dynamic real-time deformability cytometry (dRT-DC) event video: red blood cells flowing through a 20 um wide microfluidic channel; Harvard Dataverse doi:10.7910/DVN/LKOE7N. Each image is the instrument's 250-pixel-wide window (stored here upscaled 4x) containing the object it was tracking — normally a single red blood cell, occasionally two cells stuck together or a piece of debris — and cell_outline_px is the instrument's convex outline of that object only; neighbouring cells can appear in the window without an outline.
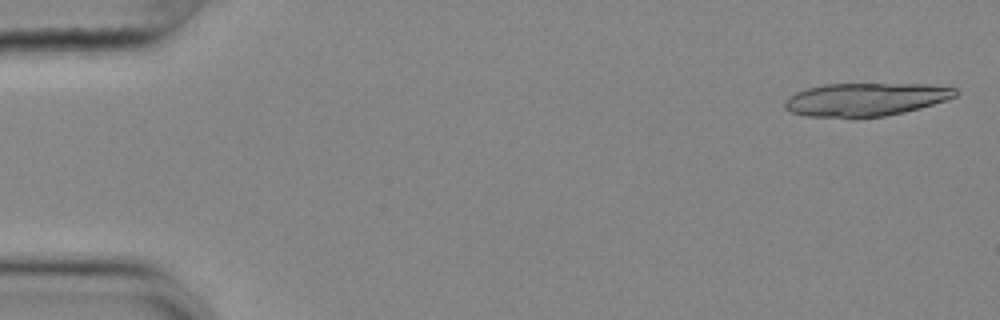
{"species": "common noctule bat (a hibernating species)", "species_latin": "Nyctalus noctula", "temperature_condition": "cold", "stored_images_in_passage": 17, "camera_frame_rate_fps": 3000, "um_per_image_px": 0.085, "animal": {"sex": "female", "body_mass_g": 25.1}, "frame": {"image": 1, "passage_image": 1, "time_ms": 0.0, "image_size_px": [1000, 320], "cell_outline_px": [[960, 92], [956, 96], [948, 100], [920, 108], [904, 112], [884, 116], [852, 120], [808, 116], [792, 112], [784, 108], [784, 100], [788, 96], [796, 92], [808, 88], [824, 84], [924, 84], [956, 88]], "centroid_in_image_um": [73.55, 8.48], "position_along_channel_um": 11.4, "area_um2": 33.76}}
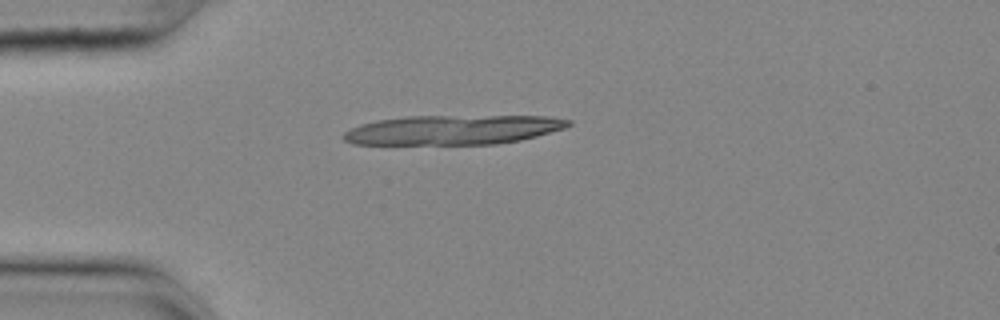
{"frame": {"image": 2, "passage_image": 13, "time_ms": 4.0, "image_size_px": [1000, 320], "cell_outline_px": [[572, 124], [564, 128], [536, 136], [520, 140], [496, 144], [352, 144], [344, 140], [340, 136], [344, 132], [360, 124], [376, 120], [404, 116], [552, 116], [572, 120]], "centroid_in_image_um": [38.49, 11.03], "position_along_channel_um": 46.5, "area_um2": 38.84}}